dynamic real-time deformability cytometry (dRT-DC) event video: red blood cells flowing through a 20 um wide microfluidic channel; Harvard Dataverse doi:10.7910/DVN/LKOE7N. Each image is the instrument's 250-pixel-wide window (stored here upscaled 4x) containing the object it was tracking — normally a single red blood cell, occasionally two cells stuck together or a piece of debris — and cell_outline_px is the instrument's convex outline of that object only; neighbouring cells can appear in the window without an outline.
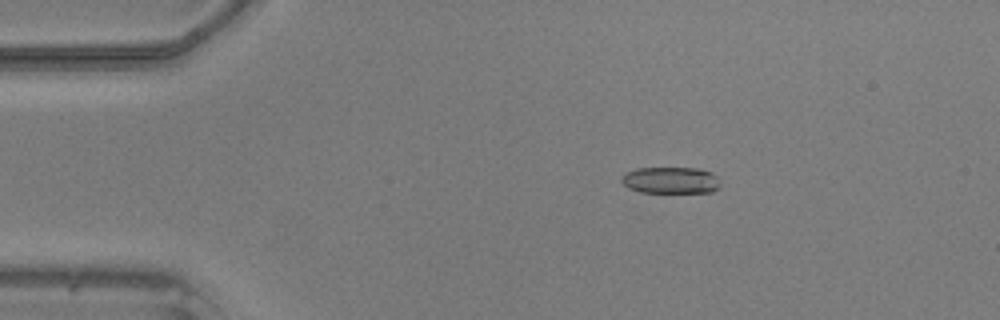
{"species": "common noctule bat (a hibernating species)", "species_latin": "Nyctalus noctula", "temperature_condition": "warm", "stored_images_in_passage": 41, "camera_frame_rate_fps": 3000, "um_per_image_px": 0.085, "animal": {"sex": "male", "body_mass_g": 20.5, "forearm_length_mm": 52.5}, "frame": {"image": 1, "passage_image": 1, "time_ms": 0.0, "image_size_px": [1000, 320], "cell_outline_px": [[720, 188], [712, 192], [640, 192], [628, 188], [620, 180], [620, 176], [636, 168], [700, 168], [712, 172], [716, 176], [720, 184]], "centroid_in_image_um": [57.02, 15.32], "position_along_channel_um": 28.0, "area_um2": 15.43}}
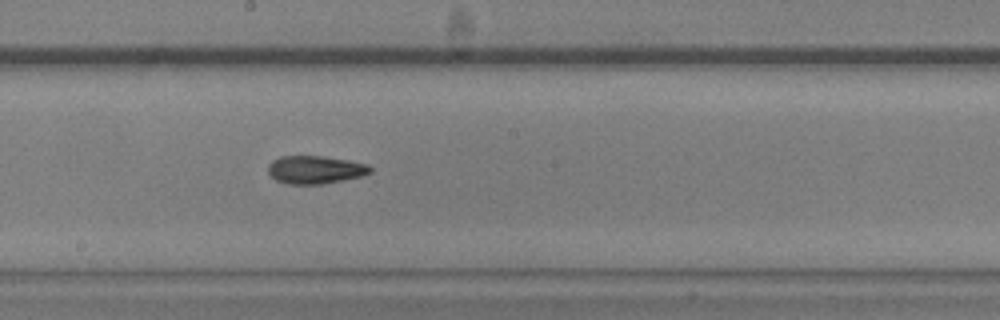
{"frame": {"image": 2, "passage_image": 19, "time_ms": 6.0, "image_size_px": [1000, 320], "cell_outline_px": [[372, 172], [360, 176], [344, 180], [320, 184], [288, 184], [276, 180], [268, 172], [268, 164], [272, 160], [280, 156], [320, 156], [348, 160], [368, 164], [372, 168]], "centroid_in_image_um": [26.79, 14.42], "position_along_channel_um": 221.4, "area_um2": 16.65}}
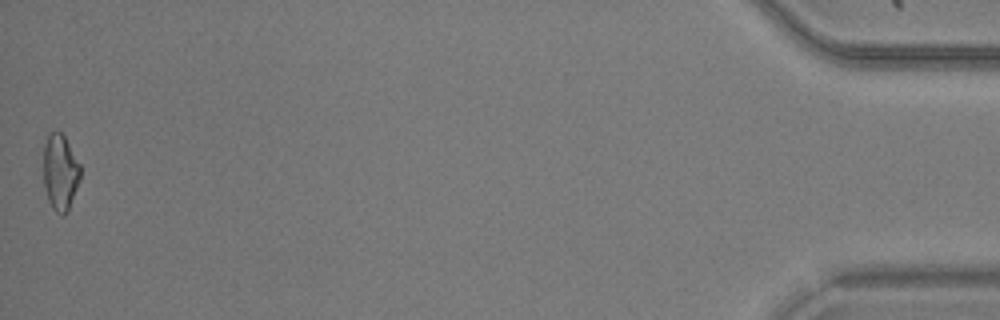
{"frame": {"image": 3, "passage_image": 41, "time_ms": 13.333, "image_size_px": [1000, 320], "cell_outline_px": [[80, 180], [68, 212], [64, 216], [60, 216], [52, 208], [48, 200], [44, 184], [44, 144], [48, 132], [60, 132], [64, 136], [80, 164]], "centroid_in_image_um": [5.12, 14.67], "position_along_channel_um": 430.1, "area_um2": 16.47}}